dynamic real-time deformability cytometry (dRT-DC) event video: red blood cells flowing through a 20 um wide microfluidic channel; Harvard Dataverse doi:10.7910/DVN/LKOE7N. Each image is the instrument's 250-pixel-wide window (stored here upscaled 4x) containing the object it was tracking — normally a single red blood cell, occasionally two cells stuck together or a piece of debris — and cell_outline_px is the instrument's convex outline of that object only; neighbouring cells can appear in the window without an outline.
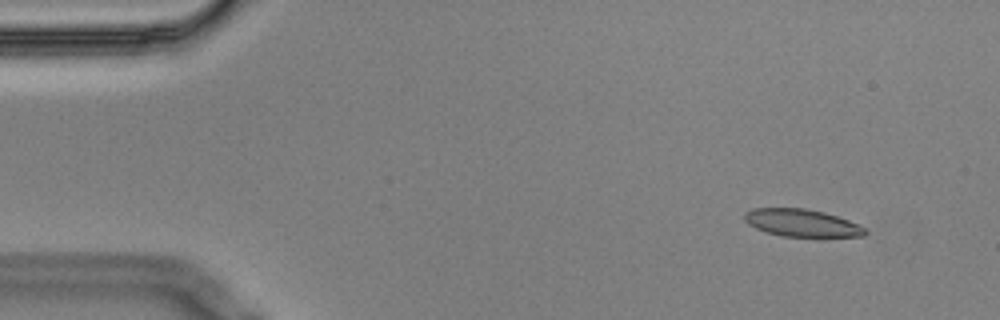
{"species": "Egyptian fruit bat (a non-hibernating species)", "species_latin": "Rousettus aegyptiacus", "temperature_condition": "cold", "stored_images_in_passage": 6, "camera_frame_rate_fps": 3000, "um_per_image_px": 0.085, "animal": {"sex": "male"}, "frame": {"image": 1, "passage_image": 2, "time_ms": 0.333, "image_size_px": [1000, 320], "cell_outline_px": [[868, 232], [864, 236], [780, 236], [764, 232], [748, 224], [744, 220], [744, 212], [752, 208], [804, 208], [824, 212], [848, 220], [864, 228]], "centroid_in_image_um": [68.08, 18.94], "position_along_channel_um": 16.9, "area_um2": 19.19}}